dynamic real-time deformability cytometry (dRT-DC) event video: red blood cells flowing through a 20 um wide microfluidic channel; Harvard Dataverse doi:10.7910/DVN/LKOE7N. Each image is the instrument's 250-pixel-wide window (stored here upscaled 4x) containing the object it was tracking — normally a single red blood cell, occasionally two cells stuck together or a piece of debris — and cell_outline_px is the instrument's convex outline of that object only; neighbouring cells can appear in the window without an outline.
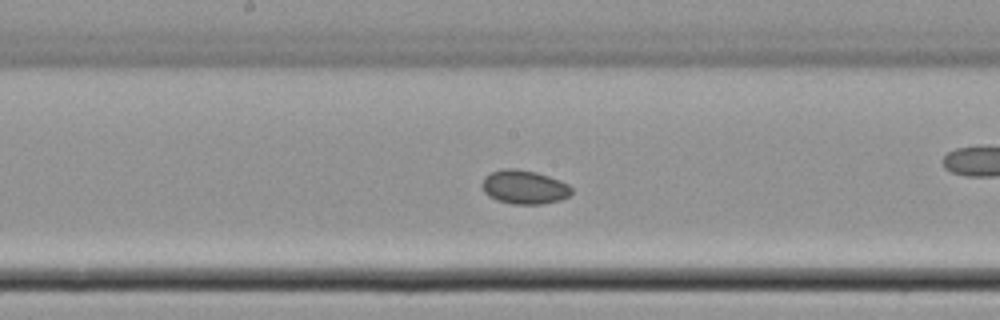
{"species": "common noctule bat (a hibernating species)", "species_latin": "Nyctalus noctula", "temperature_condition": "cold", "stored_images_in_passage": 36, "camera_frame_rate_fps": 3000, "um_per_image_px": 0.085, "animal": {"sex": "female", "body_mass_g": 22.7, "forearm_length_mm": 54.2}, "frame": {"image": 1, "passage_image": 11, "time_ms": 3.333, "image_size_px": [1000, 320], "cell_outline_px": [[572, 192], [568, 196], [560, 200], [540, 204], [512, 204], [496, 200], [488, 196], [484, 192], [480, 184], [484, 176], [492, 172], [504, 168], [516, 168], [536, 172], [560, 180], [568, 184], [572, 188]], "centroid_in_image_um": [44.53, 15.9], "position_along_channel_um": 203.7, "area_um2": 17.8}}